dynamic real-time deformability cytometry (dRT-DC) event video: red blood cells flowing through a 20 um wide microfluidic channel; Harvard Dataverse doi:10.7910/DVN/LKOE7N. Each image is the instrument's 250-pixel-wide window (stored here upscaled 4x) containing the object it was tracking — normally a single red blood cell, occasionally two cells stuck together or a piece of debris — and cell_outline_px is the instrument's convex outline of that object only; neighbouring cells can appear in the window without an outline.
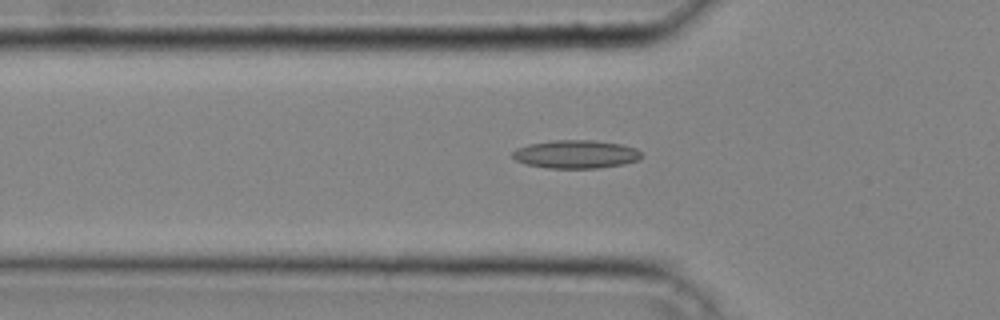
{"species": "common noctule bat (a hibernating species)", "species_latin": "Nyctalus noctula", "temperature_condition": "cold", "stored_images_in_passage": 41, "camera_frame_rate_fps": 3000, "um_per_image_px": 0.085, "animal": {"sex": "male", "body_mass_g": 20.4}, "frame": {"image": 1, "passage_image": 14, "time_ms": 4.333, "image_size_px": [1000, 320], "cell_outline_px": [[644, 156], [640, 160], [624, 164], [596, 168], [548, 168], [528, 164], [516, 160], [512, 156], [512, 152], [516, 148], [528, 144], [556, 140], [596, 140], [620, 144], [636, 148]], "centroid_in_image_um": [48.98, 13.1], "position_along_channel_um": 76.8, "area_um2": 21.27}}
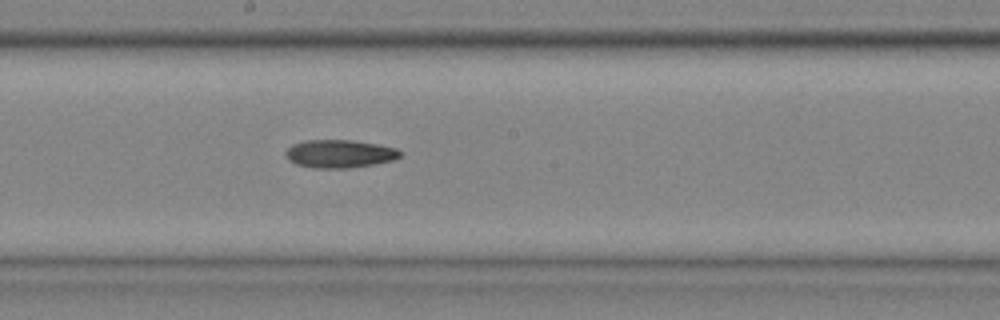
{"frame": {"image": 2, "passage_image": 23, "time_ms": 7.333, "image_size_px": [1000, 320], "cell_outline_px": [[404, 152], [396, 160], [348, 168], [312, 168], [296, 164], [288, 160], [284, 152], [292, 144], [308, 140], [352, 140], [380, 144], [396, 148]], "centroid_in_image_um": [28.89, 13.07], "position_along_channel_um": 219.3, "area_um2": 18.9}}
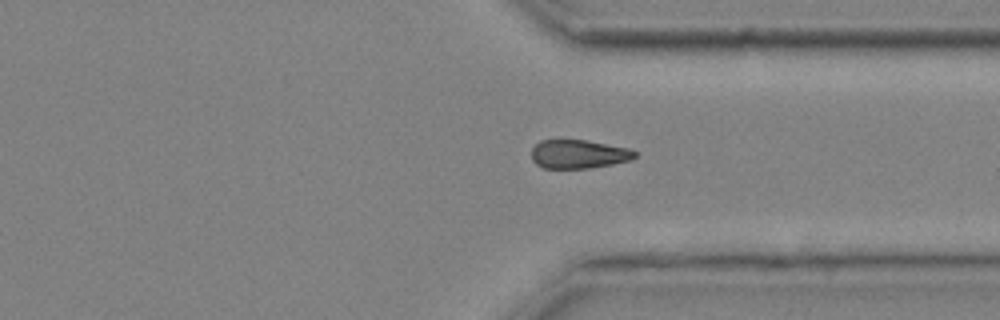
{"frame": {"image": 3, "passage_image": 32, "time_ms": 10.333, "image_size_px": [1000, 320], "cell_outline_px": [[636, 156], [632, 160], [612, 164], [588, 168], [544, 168], [536, 164], [532, 160], [532, 148], [540, 140], [584, 140], [628, 148], [636, 152]], "centroid_in_image_um": [49.17, 13.1], "position_along_channel_um": 362.2, "area_um2": 17.17}}